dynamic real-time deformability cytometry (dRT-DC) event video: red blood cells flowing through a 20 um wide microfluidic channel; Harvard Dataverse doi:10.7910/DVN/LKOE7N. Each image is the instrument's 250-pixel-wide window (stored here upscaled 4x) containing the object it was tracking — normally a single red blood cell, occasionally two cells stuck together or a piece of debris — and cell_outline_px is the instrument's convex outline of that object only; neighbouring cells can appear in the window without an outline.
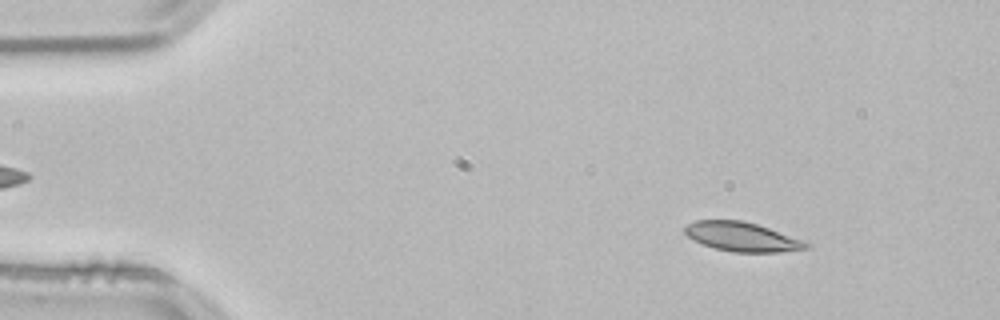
{"species": "common noctule bat (a hibernating species)", "species_latin": "Nyctalus noctula", "temperature_condition": "room temperature", "stored_images_in_passage": 53, "camera_frame_rate_fps": 3000, "um_per_image_px": 0.085, "animal": {"sex": "male", "body_mass_g": 21.5, "forearm_length_mm": 52.0}, "frame": {"image": 1, "passage_image": 6, "time_ms": 1.667, "image_size_px": [1000, 320], "cell_outline_px": [[808, 248], [780, 252], [732, 252], [716, 248], [704, 244], [688, 236], [684, 232], [684, 228], [688, 224], [696, 220], [744, 220], [768, 228], [800, 240], [808, 244]], "centroid_in_image_um": [63.02, 20.12], "position_along_channel_um": 22.0, "area_um2": 20.11}}
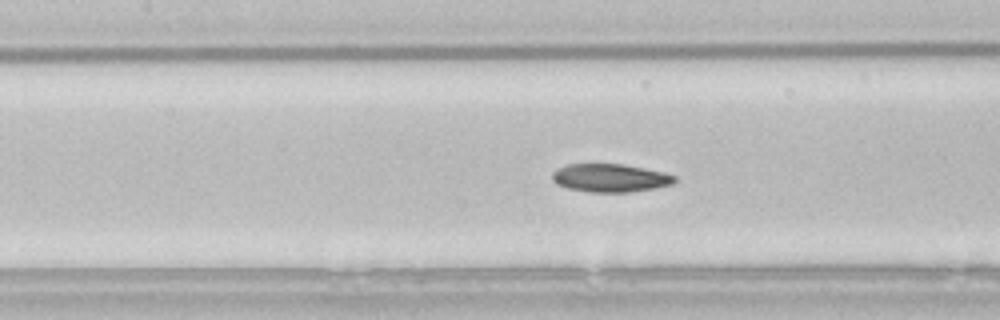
{"frame": {"image": 2, "passage_image": 23, "time_ms": 7.333, "image_size_px": [1000, 320], "cell_outline_px": [[676, 180], [672, 184], [656, 188], [632, 192], [588, 192], [568, 188], [556, 184], [552, 180], [552, 172], [556, 168], [568, 164], [624, 164], [664, 172], [676, 176]], "centroid_in_image_um": [51.86, 15.12], "position_along_channel_um": 155.5, "area_um2": 20.29}}
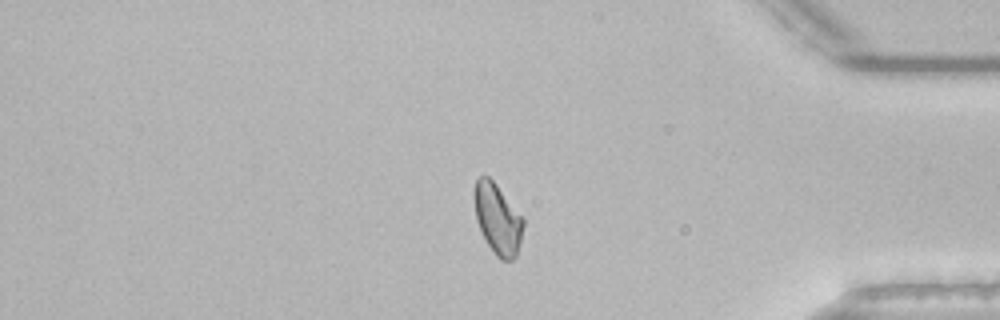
{"frame": {"image": 3, "passage_image": 44, "time_ms": 14.333, "image_size_px": [1000, 320], "cell_outline_px": [[524, 224], [520, 244], [516, 256], [512, 260], [500, 260], [496, 256], [480, 232], [476, 220], [472, 196], [472, 188], [476, 180], [480, 176], [488, 176], [496, 184], [524, 216]], "centroid_in_image_um": [42.28, 18.58], "position_along_channel_um": 392.9, "area_um2": 20.69}, "authors_computed_cell_mechanics": {"area_um2": 20.519, "velocity_mm_per_s": 3.7885, "shape_relaxation_time_tau1_ms": 8.6642, "shape_relaxation_time_tau2_ms": 3.7049, "deformation_change_tau1": 0.1793, "deformation_change_tau2": 0.0749}}